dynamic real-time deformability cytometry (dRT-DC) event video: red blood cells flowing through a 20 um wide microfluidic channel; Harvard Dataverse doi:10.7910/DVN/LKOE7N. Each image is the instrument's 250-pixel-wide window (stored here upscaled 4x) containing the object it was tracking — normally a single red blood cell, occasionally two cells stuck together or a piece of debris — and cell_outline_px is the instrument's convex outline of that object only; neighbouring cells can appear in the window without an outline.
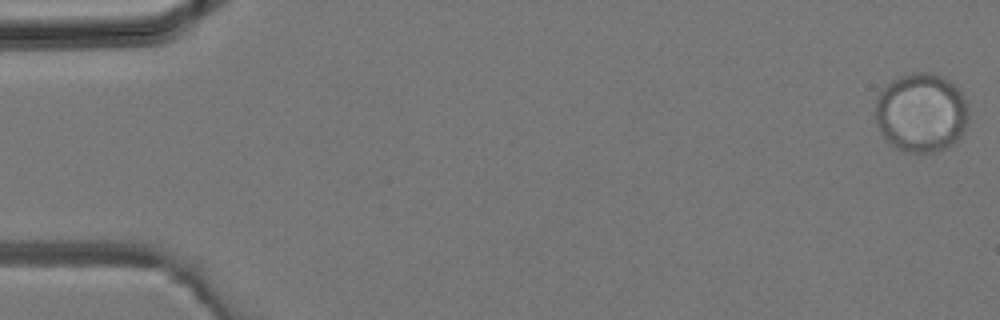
{"species": "common noctule bat (a hibernating species)", "species_latin": "Nyctalus noctula", "temperature_condition": "room temperature", "stored_images_in_passage": 29, "camera_frame_rate_fps": 3000, "um_per_image_px": 0.085, "animal": {"sex": "male", "body_mass_g": 19.2, "forearm_length_mm": 51.8}, "frame": {"image": 1, "passage_image": 1, "time_ms": 0.0, "image_size_px": [1000, 320], "cell_outline_px": [[968, 116], [964, 128], [960, 136], [956, 140], [944, 148], [932, 152], [904, 152], [896, 148], [880, 132], [876, 120], [876, 100], [880, 92], [888, 84], [900, 76], [912, 72], [932, 72], [948, 80], [964, 96], [968, 104]], "centroid_in_image_um": [78.3, 9.56], "position_along_channel_um": 6.7, "area_um2": 42.6}}
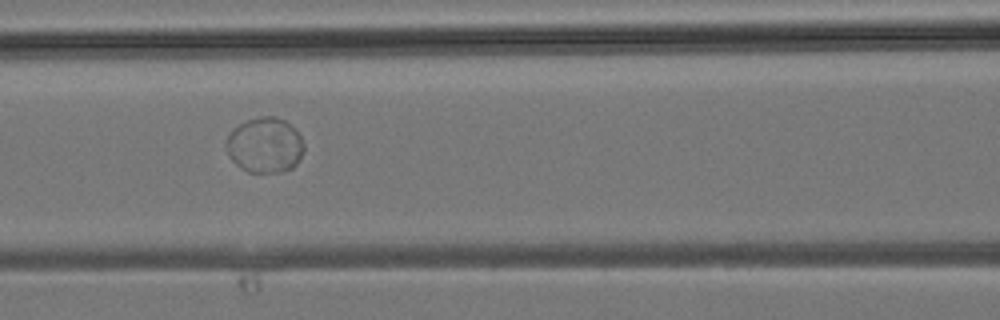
{"frame": {"image": 2, "passage_image": 17, "time_ms": 5.333, "image_size_px": [1000, 320], "cell_outline_px": [[304, 152], [296, 164], [292, 168], [284, 172], [248, 172], [236, 164], [228, 156], [228, 136], [232, 128], [248, 120], [260, 116], [276, 116], [284, 120], [296, 128], [304, 144]], "centroid_in_image_um": [22.55, 12.33], "position_along_channel_um": 144.0, "area_um2": 25.09}}
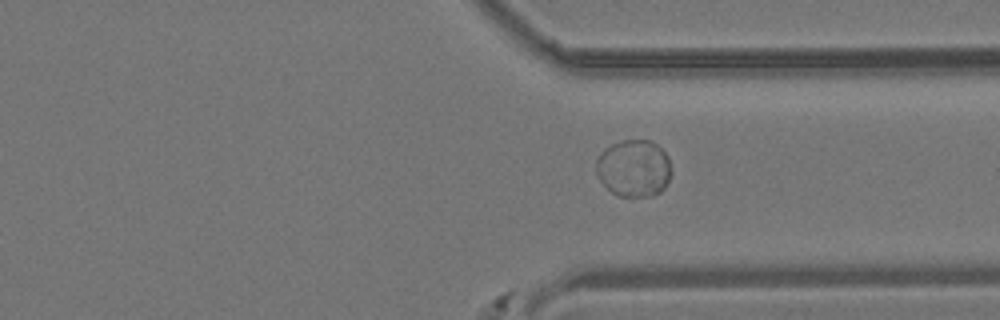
{"frame": {"image": 3, "passage_image": 29, "time_ms": 9.333, "image_size_px": [1000, 320], "cell_outline_px": [[672, 172], [664, 188], [660, 192], [652, 196], [616, 196], [596, 176], [596, 160], [600, 152], [604, 148], [620, 140], [648, 140], [656, 144], [668, 156]], "centroid_in_image_um": [53.86, 14.3], "position_along_channel_um": 357.5, "area_um2": 25.2}}